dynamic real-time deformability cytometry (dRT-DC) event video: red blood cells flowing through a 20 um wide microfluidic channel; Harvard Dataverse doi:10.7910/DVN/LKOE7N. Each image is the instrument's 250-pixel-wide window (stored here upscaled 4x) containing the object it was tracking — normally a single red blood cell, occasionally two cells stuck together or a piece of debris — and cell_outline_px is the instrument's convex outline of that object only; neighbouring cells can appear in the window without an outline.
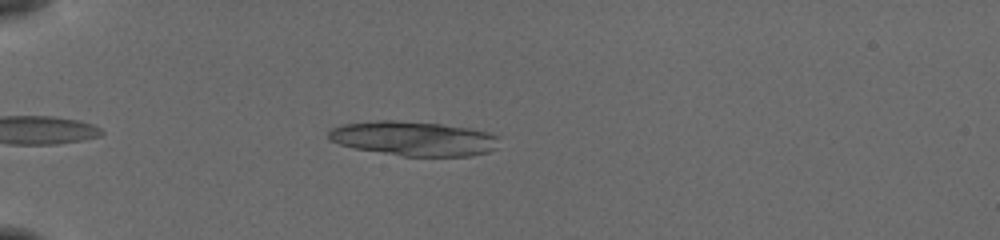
{"species": "common noctule bat (a hibernating species)", "species_latin": "Nyctalus noctula", "temperature_condition": "cold", "stored_images_in_passage": 42, "segment_of_instrument_passage": [1, 2], "camera_frame_rate_fps": 3000, "um_per_image_px": 0.085, "animal": {"sex": "female", "body_mass_g": 19.5, "forearm_length_mm": 54.1}, "frame": {"image": 1, "passage_image": 5, "time_ms": 1.333, "image_size_px": [1000, 240], "cell_outline_px": [[500, 136], [496, 148], [488, 152], [472, 156], [404, 156], [356, 148], [340, 144], [332, 140], [328, 136], [328, 132], [332, 128], [344, 124], [380, 120], [392, 120], [440, 124], [468, 128], [488, 132]], "centroid_in_image_um": [35.22, 11.78], "position_along_channel_um": 49.8, "area_um2": 33.99}}